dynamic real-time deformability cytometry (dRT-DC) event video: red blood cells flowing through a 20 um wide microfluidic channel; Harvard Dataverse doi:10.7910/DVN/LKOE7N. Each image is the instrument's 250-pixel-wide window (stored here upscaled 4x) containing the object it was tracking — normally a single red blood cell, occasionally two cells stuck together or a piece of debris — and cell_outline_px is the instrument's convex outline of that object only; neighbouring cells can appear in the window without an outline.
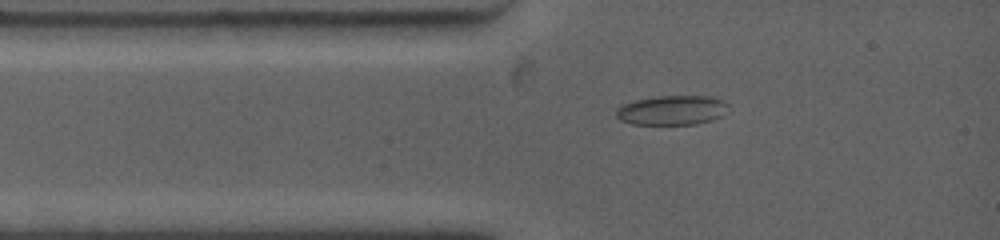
{"species": "common noctule bat (a hibernating species)", "species_latin": "Nyctalus noctula", "temperature_condition": "warm", "stored_images_in_passage": 38, "camera_frame_rate_fps": 4500, "um_per_image_px": 0.085, "animal": {"sex": "female", "body_mass_g": 19.0, "forearm_length_mm": 53.3}, "frame": {"image": 1, "passage_image": 1, "time_ms": 0.0, "image_size_px": [1000, 240], "cell_outline_px": [[728, 112], [712, 120], [696, 124], [632, 124], [620, 120], [616, 116], [616, 108], [620, 104], [652, 96], [712, 96], [724, 100], [728, 104]], "centroid_in_image_um": [57.12, 9.36], "position_along_channel_um": 27.9, "area_um2": 19.59}}
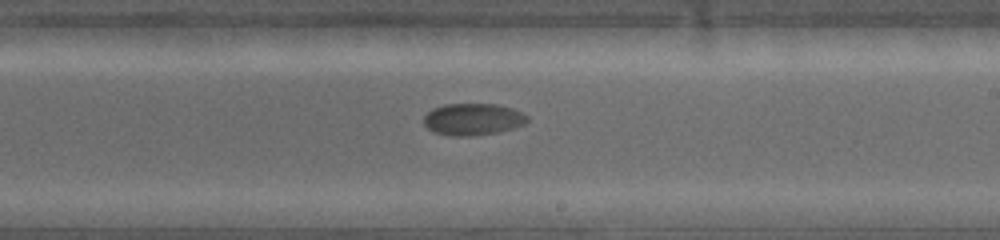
{"frame": {"image": 2, "passage_image": 17, "time_ms": 6.222, "image_size_px": [1000, 240], "cell_outline_px": [[528, 120], [524, 124], [500, 132], [472, 136], [452, 136], [432, 132], [424, 124], [424, 116], [432, 108], [444, 104], [496, 104], [512, 108], [524, 112], [528, 116]], "centroid_in_image_um": [40.2, 10.14], "position_along_channel_um": 248.8, "area_um2": 19.42}}
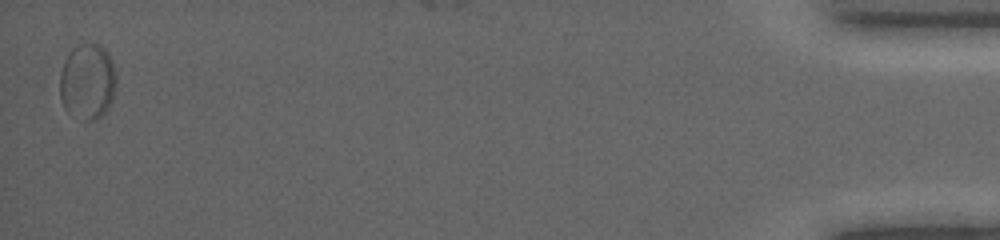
{"frame": {"image": 3, "passage_image": 38, "time_ms": 15.333, "image_size_px": [1000, 240], "cell_outline_px": [[116, 88], [112, 100], [108, 108], [100, 116], [92, 120], [84, 120], [68, 112], [64, 108], [60, 96], [60, 72], [68, 52], [72, 48], [80, 44], [96, 44], [104, 48], [108, 52], [112, 60], [116, 76]], "centroid_in_image_um": [7.44, 6.92], "position_along_channel_um": 427.8, "area_um2": 25.03}, "authors_computed_cell_mechanics": {"area_um2": 19.9121, "velocity_mm_per_s": 3.6712, "shape_relaxation_time_tau1_ms": 3.1174, "shape_relaxation_time_tau2_ms": null, "deformation_change_tau1": 0.0563, "deformation_change_tau2": null}}